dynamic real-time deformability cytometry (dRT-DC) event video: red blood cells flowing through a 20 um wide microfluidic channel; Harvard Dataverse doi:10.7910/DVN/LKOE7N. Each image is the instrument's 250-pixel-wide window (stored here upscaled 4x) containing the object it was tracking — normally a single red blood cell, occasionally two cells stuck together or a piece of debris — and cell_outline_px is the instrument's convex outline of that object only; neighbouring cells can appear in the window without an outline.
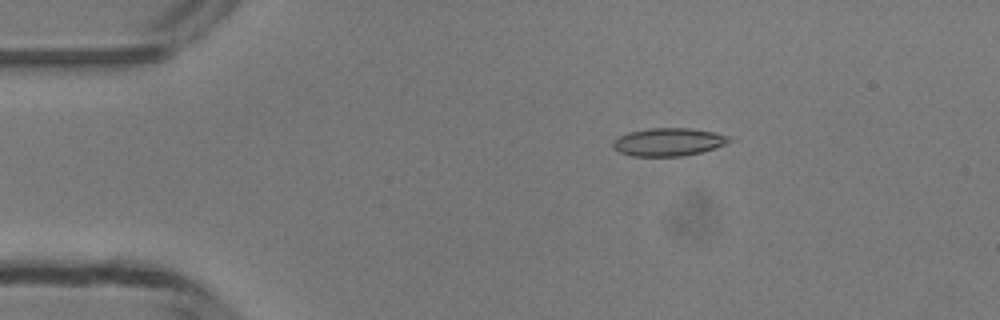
{"species": "common noctule bat (a hibernating species)", "species_latin": "Nyctalus noctula", "temperature_condition": "room temperature", "stored_images_in_passage": 41, "camera_frame_rate_fps": 3000, "um_per_image_px": 0.085, "animal": {"sex": "male", "body_mass_g": 13.3}, "frame": {"image": 1, "passage_image": 1, "time_ms": 0.0, "image_size_px": [1000, 320], "cell_outline_px": [[732, 140], [724, 144], [700, 152], [680, 156], [632, 156], [620, 152], [612, 148], [612, 140], [628, 132], [648, 128], [692, 128], [716, 132], [732, 136]], "centroid_in_image_um": [56.8, 12.05], "position_along_channel_um": 28.2, "area_um2": 19.02}}
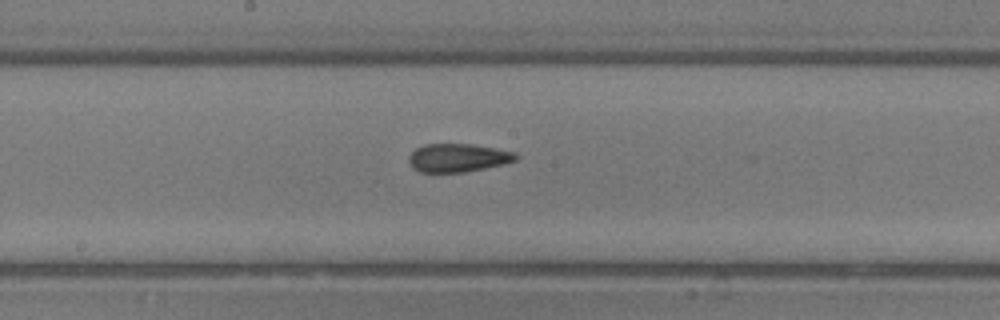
{"frame": {"image": 2, "passage_image": 18, "time_ms": 5.667, "image_size_px": [1000, 320], "cell_outline_px": [[516, 160], [484, 168], [464, 172], [420, 172], [412, 168], [408, 160], [408, 156], [416, 148], [424, 144], [472, 144], [496, 148], [516, 152]], "centroid_in_image_um": [38.87, 13.4], "position_along_channel_um": 209.3, "area_um2": 17.57}}
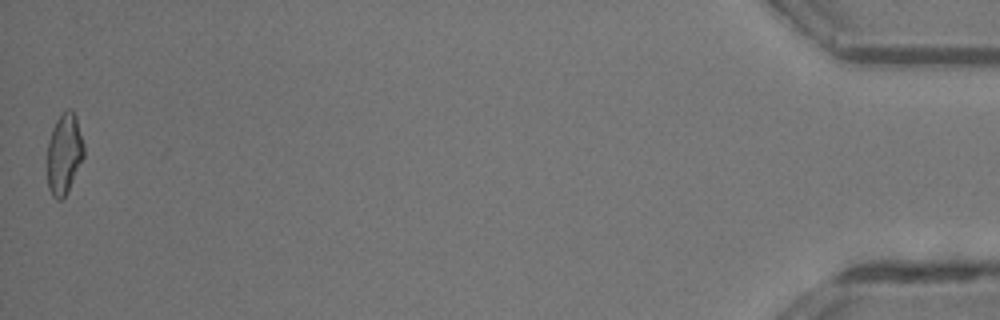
{"frame": {"image": 3, "passage_image": 41, "time_ms": 13.333, "image_size_px": [1000, 320], "cell_outline_px": [[84, 156], [64, 196], [60, 200], [56, 200], [52, 196], [48, 188], [48, 140], [52, 128], [56, 120], [68, 108], [72, 108], [76, 116], [84, 144]], "centroid_in_image_um": [5.45, 13.03], "position_along_channel_um": 429.7, "area_um2": 16.99}, "authors_computed_cell_mechanics": {"area_um2": 17.5134, "velocity_mm_per_s": 4.1979, "shape_relaxation_time_tau1_ms": 6.4465, "shape_relaxation_time_tau2_ms": 1.7694, "deformation_change_tau1": 0.1841, "deformation_change_tau2": 0.1049}}